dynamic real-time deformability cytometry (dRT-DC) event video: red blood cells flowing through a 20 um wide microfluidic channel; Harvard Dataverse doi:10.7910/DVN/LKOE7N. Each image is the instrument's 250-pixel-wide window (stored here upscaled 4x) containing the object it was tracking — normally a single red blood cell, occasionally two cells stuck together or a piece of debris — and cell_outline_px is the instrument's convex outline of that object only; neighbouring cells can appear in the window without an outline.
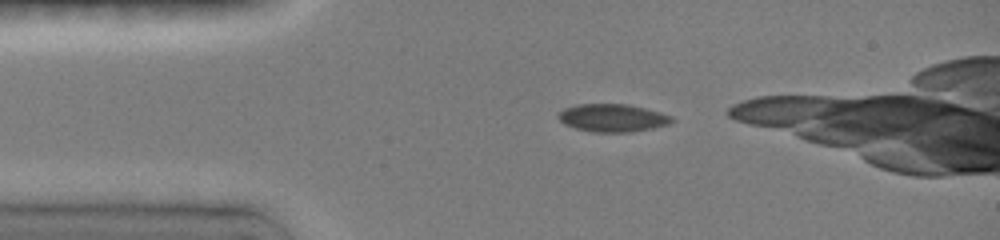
{"species": "common noctule bat (a hibernating species)", "species_latin": "Nyctalus noctula", "temperature_condition": "room temperature", "stored_images_in_passage": 7, "camera_frame_rate_fps": 3000, "um_per_image_px": 0.085, "animal": {"sex": "female", "body_mass_g": 19.0, "forearm_length_mm": 51.5}, "frame": {"image": 1, "passage_image": 1, "time_ms": 0.0, "image_size_px": [1000, 240], "cell_outline_px": [[676, 120], [668, 124], [652, 128], [632, 132], [592, 132], [576, 128], [564, 124], [556, 116], [564, 108], [576, 104], [628, 104], [660, 112], [672, 116]], "centroid_in_image_um": [52.06, 10.02], "position_along_channel_um": 32.9, "area_um2": 18.44}}